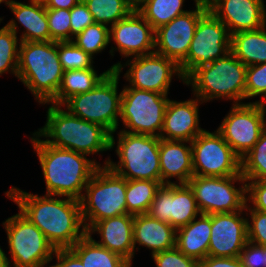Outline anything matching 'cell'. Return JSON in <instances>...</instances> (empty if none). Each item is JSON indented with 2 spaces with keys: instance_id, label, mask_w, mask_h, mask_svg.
<instances>
[{
  "instance_id": "6da1fadb",
  "label": "cell",
  "mask_w": 266,
  "mask_h": 267,
  "mask_svg": "<svg viewBox=\"0 0 266 267\" xmlns=\"http://www.w3.org/2000/svg\"><path fill=\"white\" fill-rule=\"evenodd\" d=\"M19 212L36 225L57 249H70L85 234L80 200L32 194L12 186L5 193Z\"/></svg>"
},
{
  "instance_id": "7a4b0ae2",
  "label": "cell",
  "mask_w": 266,
  "mask_h": 267,
  "mask_svg": "<svg viewBox=\"0 0 266 267\" xmlns=\"http://www.w3.org/2000/svg\"><path fill=\"white\" fill-rule=\"evenodd\" d=\"M30 137L45 181L46 195L80 200L86 185L101 166L94 157L47 144L34 131Z\"/></svg>"
},
{
  "instance_id": "3957f363",
  "label": "cell",
  "mask_w": 266,
  "mask_h": 267,
  "mask_svg": "<svg viewBox=\"0 0 266 267\" xmlns=\"http://www.w3.org/2000/svg\"><path fill=\"white\" fill-rule=\"evenodd\" d=\"M47 104L45 125L35 131L47 144L88 156L111 151V134L104 127L72 115L62 105H42Z\"/></svg>"
},
{
  "instance_id": "277c9868",
  "label": "cell",
  "mask_w": 266,
  "mask_h": 267,
  "mask_svg": "<svg viewBox=\"0 0 266 267\" xmlns=\"http://www.w3.org/2000/svg\"><path fill=\"white\" fill-rule=\"evenodd\" d=\"M64 70L59 60L58 42H21L17 79L39 104L49 103L60 88Z\"/></svg>"
},
{
  "instance_id": "5b68a950",
  "label": "cell",
  "mask_w": 266,
  "mask_h": 267,
  "mask_svg": "<svg viewBox=\"0 0 266 267\" xmlns=\"http://www.w3.org/2000/svg\"><path fill=\"white\" fill-rule=\"evenodd\" d=\"M247 66L230 51L224 57L197 68L186 80L192 95L203 103L213 100H231L242 104L245 100Z\"/></svg>"
},
{
  "instance_id": "8992f818",
  "label": "cell",
  "mask_w": 266,
  "mask_h": 267,
  "mask_svg": "<svg viewBox=\"0 0 266 267\" xmlns=\"http://www.w3.org/2000/svg\"><path fill=\"white\" fill-rule=\"evenodd\" d=\"M111 134V151L115 148L118 162L107 157L102 166L126 180L161 181L159 147L160 137L120 131L115 141ZM117 142V143H115ZM117 144V146H115Z\"/></svg>"
},
{
  "instance_id": "52a82bcc",
  "label": "cell",
  "mask_w": 266,
  "mask_h": 267,
  "mask_svg": "<svg viewBox=\"0 0 266 267\" xmlns=\"http://www.w3.org/2000/svg\"><path fill=\"white\" fill-rule=\"evenodd\" d=\"M86 231L97 221L129 214L126 205V179L108 166H99L80 199Z\"/></svg>"
},
{
  "instance_id": "ba28073f",
  "label": "cell",
  "mask_w": 266,
  "mask_h": 267,
  "mask_svg": "<svg viewBox=\"0 0 266 267\" xmlns=\"http://www.w3.org/2000/svg\"><path fill=\"white\" fill-rule=\"evenodd\" d=\"M120 75L110 71L92 90L69 98L62 106L72 115L104 127L110 134L118 132L122 91L118 93Z\"/></svg>"
},
{
  "instance_id": "9c48e42d",
  "label": "cell",
  "mask_w": 266,
  "mask_h": 267,
  "mask_svg": "<svg viewBox=\"0 0 266 267\" xmlns=\"http://www.w3.org/2000/svg\"><path fill=\"white\" fill-rule=\"evenodd\" d=\"M2 226L7 235L10 267H49L55 248L36 225L18 212Z\"/></svg>"
},
{
  "instance_id": "30bf717a",
  "label": "cell",
  "mask_w": 266,
  "mask_h": 267,
  "mask_svg": "<svg viewBox=\"0 0 266 267\" xmlns=\"http://www.w3.org/2000/svg\"><path fill=\"white\" fill-rule=\"evenodd\" d=\"M168 95L123 86L119 122L120 131L160 137Z\"/></svg>"
},
{
  "instance_id": "8fae6325",
  "label": "cell",
  "mask_w": 266,
  "mask_h": 267,
  "mask_svg": "<svg viewBox=\"0 0 266 267\" xmlns=\"http://www.w3.org/2000/svg\"><path fill=\"white\" fill-rule=\"evenodd\" d=\"M126 66L129 68L123 78L128 82L126 86L131 88L168 95L174 76L185 85V78L180 66L175 61L156 52L127 58L123 64L118 61L109 69L121 75Z\"/></svg>"
},
{
  "instance_id": "7c38bea8",
  "label": "cell",
  "mask_w": 266,
  "mask_h": 267,
  "mask_svg": "<svg viewBox=\"0 0 266 267\" xmlns=\"http://www.w3.org/2000/svg\"><path fill=\"white\" fill-rule=\"evenodd\" d=\"M236 183L239 187L235 186ZM187 184L194 192L201 214L232 213L245 209L246 179L241 174L229 177L193 175Z\"/></svg>"
},
{
  "instance_id": "4fadbf2b",
  "label": "cell",
  "mask_w": 266,
  "mask_h": 267,
  "mask_svg": "<svg viewBox=\"0 0 266 267\" xmlns=\"http://www.w3.org/2000/svg\"><path fill=\"white\" fill-rule=\"evenodd\" d=\"M231 51L226 25L209 9L199 18L186 59L179 65L185 80L197 69Z\"/></svg>"
},
{
  "instance_id": "5bb4252c",
  "label": "cell",
  "mask_w": 266,
  "mask_h": 267,
  "mask_svg": "<svg viewBox=\"0 0 266 267\" xmlns=\"http://www.w3.org/2000/svg\"><path fill=\"white\" fill-rule=\"evenodd\" d=\"M193 175L229 177L241 174V158L214 130H204L191 142Z\"/></svg>"
},
{
  "instance_id": "9a60e30c",
  "label": "cell",
  "mask_w": 266,
  "mask_h": 267,
  "mask_svg": "<svg viewBox=\"0 0 266 267\" xmlns=\"http://www.w3.org/2000/svg\"><path fill=\"white\" fill-rule=\"evenodd\" d=\"M265 128L266 116L253 101L233 104L216 130L242 158L253 148Z\"/></svg>"
},
{
  "instance_id": "2e32d148",
  "label": "cell",
  "mask_w": 266,
  "mask_h": 267,
  "mask_svg": "<svg viewBox=\"0 0 266 267\" xmlns=\"http://www.w3.org/2000/svg\"><path fill=\"white\" fill-rule=\"evenodd\" d=\"M195 7L155 30L154 52L178 65L186 59L199 18L208 10L207 1L199 0Z\"/></svg>"
},
{
  "instance_id": "e0dca14e",
  "label": "cell",
  "mask_w": 266,
  "mask_h": 267,
  "mask_svg": "<svg viewBox=\"0 0 266 267\" xmlns=\"http://www.w3.org/2000/svg\"><path fill=\"white\" fill-rule=\"evenodd\" d=\"M147 214L169 223L175 230L201 214L188 184H164L157 191Z\"/></svg>"
},
{
  "instance_id": "ac0fdd59",
  "label": "cell",
  "mask_w": 266,
  "mask_h": 267,
  "mask_svg": "<svg viewBox=\"0 0 266 267\" xmlns=\"http://www.w3.org/2000/svg\"><path fill=\"white\" fill-rule=\"evenodd\" d=\"M111 45L109 54L119 52L122 58H131L153 53L155 50V30L139 12H131L110 27Z\"/></svg>"
},
{
  "instance_id": "d6986e66",
  "label": "cell",
  "mask_w": 266,
  "mask_h": 267,
  "mask_svg": "<svg viewBox=\"0 0 266 267\" xmlns=\"http://www.w3.org/2000/svg\"><path fill=\"white\" fill-rule=\"evenodd\" d=\"M247 241L245 209L232 213L211 214L208 256L239 257Z\"/></svg>"
},
{
  "instance_id": "ffe728a7",
  "label": "cell",
  "mask_w": 266,
  "mask_h": 267,
  "mask_svg": "<svg viewBox=\"0 0 266 267\" xmlns=\"http://www.w3.org/2000/svg\"><path fill=\"white\" fill-rule=\"evenodd\" d=\"M208 9L223 22L230 35L266 25L264 0H206Z\"/></svg>"
},
{
  "instance_id": "44dd1931",
  "label": "cell",
  "mask_w": 266,
  "mask_h": 267,
  "mask_svg": "<svg viewBox=\"0 0 266 267\" xmlns=\"http://www.w3.org/2000/svg\"><path fill=\"white\" fill-rule=\"evenodd\" d=\"M192 98L182 101L169 99L160 133L161 139L192 142L205 130L199 125V105L203 102L195 95Z\"/></svg>"
},
{
  "instance_id": "7402d4cb",
  "label": "cell",
  "mask_w": 266,
  "mask_h": 267,
  "mask_svg": "<svg viewBox=\"0 0 266 267\" xmlns=\"http://www.w3.org/2000/svg\"><path fill=\"white\" fill-rule=\"evenodd\" d=\"M133 219L134 215L125 214L97 221L86 231V234L99 245L121 255L133 264L135 257ZM94 234L100 236L99 241L92 237Z\"/></svg>"
},
{
  "instance_id": "603a6c76",
  "label": "cell",
  "mask_w": 266,
  "mask_h": 267,
  "mask_svg": "<svg viewBox=\"0 0 266 267\" xmlns=\"http://www.w3.org/2000/svg\"><path fill=\"white\" fill-rule=\"evenodd\" d=\"M5 5L15 17L5 25L16 34L18 31L21 32L18 23L20 27L24 28L20 35L21 42L50 41L46 7L43 0H29L28 3L7 0Z\"/></svg>"
},
{
  "instance_id": "cb8c5ba5",
  "label": "cell",
  "mask_w": 266,
  "mask_h": 267,
  "mask_svg": "<svg viewBox=\"0 0 266 267\" xmlns=\"http://www.w3.org/2000/svg\"><path fill=\"white\" fill-rule=\"evenodd\" d=\"M159 160L163 184H187L193 176L192 147L189 141L160 138ZM172 178L176 181H171Z\"/></svg>"
},
{
  "instance_id": "d4e9b609",
  "label": "cell",
  "mask_w": 266,
  "mask_h": 267,
  "mask_svg": "<svg viewBox=\"0 0 266 267\" xmlns=\"http://www.w3.org/2000/svg\"><path fill=\"white\" fill-rule=\"evenodd\" d=\"M133 239L135 252L144 246L151 251L152 256L175 247L176 230L167 222L148 214H138L133 219Z\"/></svg>"
},
{
  "instance_id": "484cf974",
  "label": "cell",
  "mask_w": 266,
  "mask_h": 267,
  "mask_svg": "<svg viewBox=\"0 0 266 267\" xmlns=\"http://www.w3.org/2000/svg\"><path fill=\"white\" fill-rule=\"evenodd\" d=\"M211 236V214H200L176 230L175 247L198 262L208 256Z\"/></svg>"
},
{
  "instance_id": "4316f807",
  "label": "cell",
  "mask_w": 266,
  "mask_h": 267,
  "mask_svg": "<svg viewBox=\"0 0 266 267\" xmlns=\"http://www.w3.org/2000/svg\"><path fill=\"white\" fill-rule=\"evenodd\" d=\"M231 52L247 67L265 63L266 25L258 30L231 35Z\"/></svg>"
},
{
  "instance_id": "83f0119b",
  "label": "cell",
  "mask_w": 266,
  "mask_h": 267,
  "mask_svg": "<svg viewBox=\"0 0 266 267\" xmlns=\"http://www.w3.org/2000/svg\"><path fill=\"white\" fill-rule=\"evenodd\" d=\"M110 71L108 68L99 74L95 66L64 71L57 95L49 103L63 105L72 96L92 90Z\"/></svg>"
},
{
  "instance_id": "f1b7e54d",
  "label": "cell",
  "mask_w": 266,
  "mask_h": 267,
  "mask_svg": "<svg viewBox=\"0 0 266 267\" xmlns=\"http://www.w3.org/2000/svg\"><path fill=\"white\" fill-rule=\"evenodd\" d=\"M70 250L85 267H132L128 260L99 245L88 234L78 240Z\"/></svg>"
},
{
  "instance_id": "f546056e",
  "label": "cell",
  "mask_w": 266,
  "mask_h": 267,
  "mask_svg": "<svg viewBox=\"0 0 266 267\" xmlns=\"http://www.w3.org/2000/svg\"><path fill=\"white\" fill-rule=\"evenodd\" d=\"M162 185L161 181L126 180L127 212L132 215L147 214Z\"/></svg>"
},
{
  "instance_id": "4dcf8cb0",
  "label": "cell",
  "mask_w": 266,
  "mask_h": 267,
  "mask_svg": "<svg viewBox=\"0 0 266 267\" xmlns=\"http://www.w3.org/2000/svg\"><path fill=\"white\" fill-rule=\"evenodd\" d=\"M197 3L199 0H193ZM185 0H146L139 13L154 30L168 24L174 18L189 10H184Z\"/></svg>"
},
{
  "instance_id": "1f68e13d",
  "label": "cell",
  "mask_w": 266,
  "mask_h": 267,
  "mask_svg": "<svg viewBox=\"0 0 266 267\" xmlns=\"http://www.w3.org/2000/svg\"><path fill=\"white\" fill-rule=\"evenodd\" d=\"M241 175L246 180H266V128L253 148L241 158Z\"/></svg>"
},
{
  "instance_id": "d6a6232c",
  "label": "cell",
  "mask_w": 266,
  "mask_h": 267,
  "mask_svg": "<svg viewBox=\"0 0 266 267\" xmlns=\"http://www.w3.org/2000/svg\"><path fill=\"white\" fill-rule=\"evenodd\" d=\"M95 23L109 27L126 18L130 9L122 0H83Z\"/></svg>"
},
{
  "instance_id": "836d02e7",
  "label": "cell",
  "mask_w": 266,
  "mask_h": 267,
  "mask_svg": "<svg viewBox=\"0 0 266 267\" xmlns=\"http://www.w3.org/2000/svg\"><path fill=\"white\" fill-rule=\"evenodd\" d=\"M4 20L2 17L0 23ZM20 38L6 25L0 28V77L12 74L17 77Z\"/></svg>"
},
{
  "instance_id": "e575fe53",
  "label": "cell",
  "mask_w": 266,
  "mask_h": 267,
  "mask_svg": "<svg viewBox=\"0 0 266 267\" xmlns=\"http://www.w3.org/2000/svg\"><path fill=\"white\" fill-rule=\"evenodd\" d=\"M110 27L104 24L93 23L87 26L81 33L73 37L72 42L85 53L95 58L110 44Z\"/></svg>"
},
{
  "instance_id": "d590c367",
  "label": "cell",
  "mask_w": 266,
  "mask_h": 267,
  "mask_svg": "<svg viewBox=\"0 0 266 267\" xmlns=\"http://www.w3.org/2000/svg\"><path fill=\"white\" fill-rule=\"evenodd\" d=\"M59 60L64 71L92 68L94 58L72 41L58 42Z\"/></svg>"
},
{
  "instance_id": "8d00e7d4",
  "label": "cell",
  "mask_w": 266,
  "mask_h": 267,
  "mask_svg": "<svg viewBox=\"0 0 266 267\" xmlns=\"http://www.w3.org/2000/svg\"><path fill=\"white\" fill-rule=\"evenodd\" d=\"M50 41H71L70 10L46 8Z\"/></svg>"
},
{
  "instance_id": "74e56055",
  "label": "cell",
  "mask_w": 266,
  "mask_h": 267,
  "mask_svg": "<svg viewBox=\"0 0 266 267\" xmlns=\"http://www.w3.org/2000/svg\"><path fill=\"white\" fill-rule=\"evenodd\" d=\"M245 213L246 216H248L247 217L248 241L261 246H266V213L251 209L247 204L245 206Z\"/></svg>"
},
{
  "instance_id": "f35d334b",
  "label": "cell",
  "mask_w": 266,
  "mask_h": 267,
  "mask_svg": "<svg viewBox=\"0 0 266 267\" xmlns=\"http://www.w3.org/2000/svg\"><path fill=\"white\" fill-rule=\"evenodd\" d=\"M266 92V62L247 67L245 99L261 97Z\"/></svg>"
},
{
  "instance_id": "ab89813d",
  "label": "cell",
  "mask_w": 266,
  "mask_h": 267,
  "mask_svg": "<svg viewBox=\"0 0 266 267\" xmlns=\"http://www.w3.org/2000/svg\"><path fill=\"white\" fill-rule=\"evenodd\" d=\"M156 267H199V262L187 257L176 247L151 256Z\"/></svg>"
},
{
  "instance_id": "60d3db41",
  "label": "cell",
  "mask_w": 266,
  "mask_h": 267,
  "mask_svg": "<svg viewBox=\"0 0 266 267\" xmlns=\"http://www.w3.org/2000/svg\"><path fill=\"white\" fill-rule=\"evenodd\" d=\"M246 204L266 213V180H246Z\"/></svg>"
},
{
  "instance_id": "b9f144b4",
  "label": "cell",
  "mask_w": 266,
  "mask_h": 267,
  "mask_svg": "<svg viewBox=\"0 0 266 267\" xmlns=\"http://www.w3.org/2000/svg\"><path fill=\"white\" fill-rule=\"evenodd\" d=\"M71 41L73 37L81 33L87 26L94 23L92 14L89 12L83 0H80L70 9Z\"/></svg>"
},
{
  "instance_id": "7bdbcfd3",
  "label": "cell",
  "mask_w": 266,
  "mask_h": 267,
  "mask_svg": "<svg viewBox=\"0 0 266 267\" xmlns=\"http://www.w3.org/2000/svg\"><path fill=\"white\" fill-rule=\"evenodd\" d=\"M239 259L243 267H266V246L247 241Z\"/></svg>"
},
{
  "instance_id": "ee69618b",
  "label": "cell",
  "mask_w": 266,
  "mask_h": 267,
  "mask_svg": "<svg viewBox=\"0 0 266 267\" xmlns=\"http://www.w3.org/2000/svg\"><path fill=\"white\" fill-rule=\"evenodd\" d=\"M52 259H56V263L49 265V267H85L70 249L55 250Z\"/></svg>"
},
{
  "instance_id": "f6af8a7d",
  "label": "cell",
  "mask_w": 266,
  "mask_h": 267,
  "mask_svg": "<svg viewBox=\"0 0 266 267\" xmlns=\"http://www.w3.org/2000/svg\"><path fill=\"white\" fill-rule=\"evenodd\" d=\"M199 267H243L239 257L207 256L199 262Z\"/></svg>"
},
{
  "instance_id": "bcb514c9",
  "label": "cell",
  "mask_w": 266,
  "mask_h": 267,
  "mask_svg": "<svg viewBox=\"0 0 266 267\" xmlns=\"http://www.w3.org/2000/svg\"><path fill=\"white\" fill-rule=\"evenodd\" d=\"M80 0H43L46 8L49 9H67L70 10Z\"/></svg>"
},
{
  "instance_id": "7dc6e473",
  "label": "cell",
  "mask_w": 266,
  "mask_h": 267,
  "mask_svg": "<svg viewBox=\"0 0 266 267\" xmlns=\"http://www.w3.org/2000/svg\"><path fill=\"white\" fill-rule=\"evenodd\" d=\"M124 4L130 9L131 12H139L146 0H122Z\"/></svg>"
},
{
  "instance_id": "c3c4849f",
  "label": "cell",
  "mask_w": 266,
  "mask_h": 267,
  "mask_svg": "<svg viewBox=\"0 0 266 267\" xmlns=\"http://www.w3.org/2000/svg\"><path fill=\"white\" fill-rule=\"evenodd\" d=\"M255 103L266 116V92L260 97L259 100L257 99Z\"/></svg>"
},
{
  "instance_id": "681fc988",
  "label": "cell",
  "mask_w": 266,
  "mask_h": 267,
  "mask_svg": "<svg viewBox=\"0 0 266 267\" xmlns=\"http://www.w3.org/2000/svg\"><path fill=\"white\" fill-rule=\"evenodd\" d=\"M0 267H10L8 263L7 254L0 246Z\"/></svg>"
},
{
  "instance_id": "f907efd6",
  "label": "cell",
  "mask_w": 266,
  "mask_h": 267,
  "mask_svg": "<svg viewBox=\"0 0 266 267\" xmlns=\"http://www.w3.org/2000/svg\"><path fill=\"white\" fill-rule=\"evenodd\" d=\"M6 2H7V0H0V4L2 3H4V5L6 4Z\"/></svg>"
}]
</instances>
